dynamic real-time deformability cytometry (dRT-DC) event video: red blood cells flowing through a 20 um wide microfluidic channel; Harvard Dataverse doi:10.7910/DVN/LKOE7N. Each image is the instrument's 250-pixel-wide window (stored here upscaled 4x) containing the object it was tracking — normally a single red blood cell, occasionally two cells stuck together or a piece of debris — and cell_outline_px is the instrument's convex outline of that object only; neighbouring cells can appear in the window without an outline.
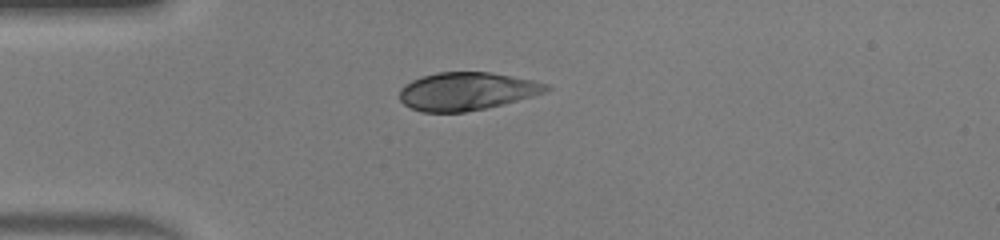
{"species": "human", "species_latin": "Homo sapiens", "temperature_condition": "warm", "stored_images_in_passage": 35, "camera_frame_rate_fps": 3000, "um_per_image_px": 0.085, "donor": {"sex": "male"}, "frame": {"image": 1, "passage_image": 1, "time_ms": 0.0, "image_size_px": [1000, 240], "cell_outline_px": [[552, 88], [544, 92], [532, 96], [484, 108], [464, 112], [420, 112], [404, 104], [400, 100], [400, 88], [404, 84], [412, 80], [436, 72], [488, 72], [512, 76], [532, 80], [548, 84]], "centroid_in_image_um": [39.64, 7.75], "position_along_channel_um": 45.4, "area_um2": 32.14}}
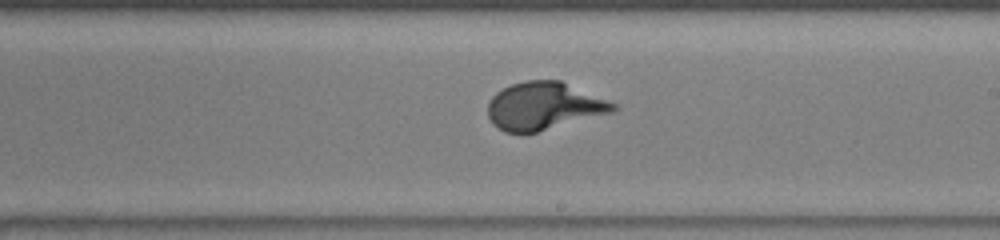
{"frame": {"image": 2, "passage_image": 16, "time_ms": 5.0, "image_size_px": [1000, 240], "cell_outline_px": [[616, 108], [612, 112], [536, 132], [504, 132], [492, 124], [488, 116], [488, 100], [496, 92], [512, 84], [524, 80], [560, 80], [608, 100], [616, 104]], "centroid_in_image_um": [46.19, 9.0], "position_along_channel_um": 242.8, "area_um2": 34.51}}
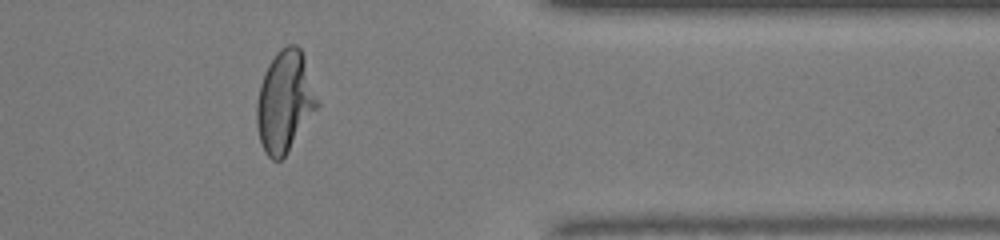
{"frame": {"image": 3, "passage_image": 27, "time_ms": 8.667, "image_size_px": [1000, 240], "cell_outline_px": [[320, 104], [284, 156], [280, 160], [272, 160], [264, 152], [260, 140], [256, 124], [256, 104], [260, 84], [264, 72], [268, 64], [276, 52], [280, 48], [288, 44], [296, 44], [300, 48], [304, 56]], "centroid_in_image_um": [24.19, 8.6], "position_along_channel_um": 387.2, "area_um2": 35.66}}